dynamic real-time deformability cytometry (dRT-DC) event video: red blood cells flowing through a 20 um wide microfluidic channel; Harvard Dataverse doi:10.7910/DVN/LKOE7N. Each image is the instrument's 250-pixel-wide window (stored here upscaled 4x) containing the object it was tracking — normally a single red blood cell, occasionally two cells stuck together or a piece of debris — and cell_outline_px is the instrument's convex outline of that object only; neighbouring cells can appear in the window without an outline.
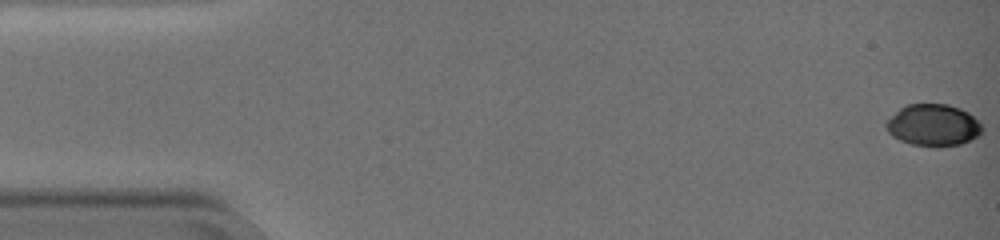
{"species": "common noctule bat (a hibernating species)", "species_latin": "Nyctalus noctula", "temperature_condition": "warm", "stored_images_in_passage": 6, "camera_frame_rate_fps": 3000, "um_per_image_px": 0.085, "animal": {"sex": "female", "body_mass_g": 19.0, "forearm_length_mm": 51.5}, "frame": {"image": 1, "passage_image": 1, "time_ms": 0.0, "image_size_px": [1000, 240], "cell_outline_px": [[984, 128], [972, 140], [960, 144], [912, 144], [900, 140], [892, 136], [888, 132], [884, 124], [900, 108], [908, 104], [948, 104], [960, 108], [968, 112]], "centroid_in_image_um": [79.31, 10.6], "position_along_channel_um": 5.7, "area_um2": 22.72}}